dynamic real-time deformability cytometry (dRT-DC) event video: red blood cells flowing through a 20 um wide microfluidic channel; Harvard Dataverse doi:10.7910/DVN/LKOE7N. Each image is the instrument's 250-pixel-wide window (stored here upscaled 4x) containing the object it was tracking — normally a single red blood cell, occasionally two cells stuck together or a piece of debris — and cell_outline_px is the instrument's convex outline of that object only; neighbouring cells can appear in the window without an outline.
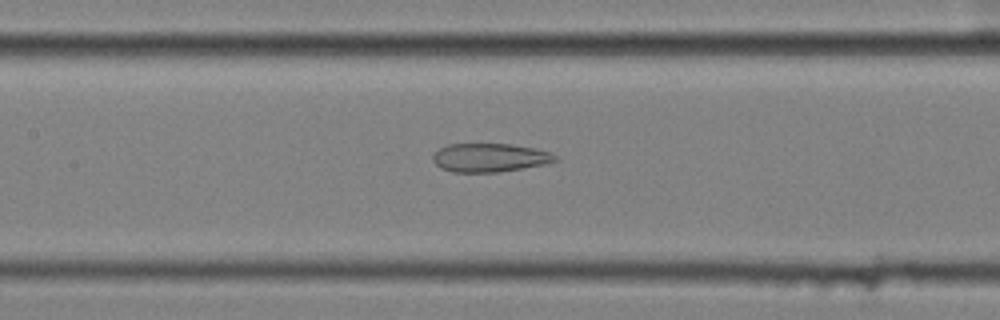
{"species": "common noctule bat (a hibernating species)", "species_latin": "Nyctalus noctula", "temperature_condition": "cold", "stored_images_in_passage": 57, "camera_frame_rate_fps": 3000, "um_per_image_px": 0.085, "animal": {"sex": "female", "body_mass_g": 25.1}, "frame": {"image": 1, "passage_image": 27, "time_ms": 8.667, "image_size_px": [1000, 320], "cell_outline_px": [[560, 156], [556, 160], [544, 164], [500, 172], [452, 172], [440, 168], [432, 160], [432, 156], [440, 148], [448, 144], [508, 144], [532, 148], [548, 152]], "centroid_in_image_um": [41.59, 13.4], "position_along_channel_um": 165.8, "area_um2": 20.23}}
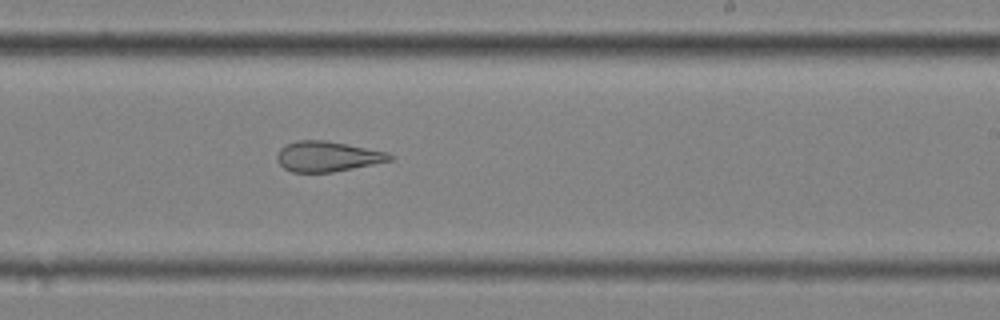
{"frame": {"image": 2, "passage_image": 35, "time_ms": 11.333, "image_size_px": [1000, 320], "cell_outline_px": [[396, 156], [392, 160], [332, 172], [292, 172], [284, 168], [276, 160], [276, 156], [280, 148], [296, 140], [324, 140], [348, 144], [388, 152]], "centroid_in_image_um": [27.83, 13.29], "position_along_channel_um": 261.2, "area_um2": 19.88}}
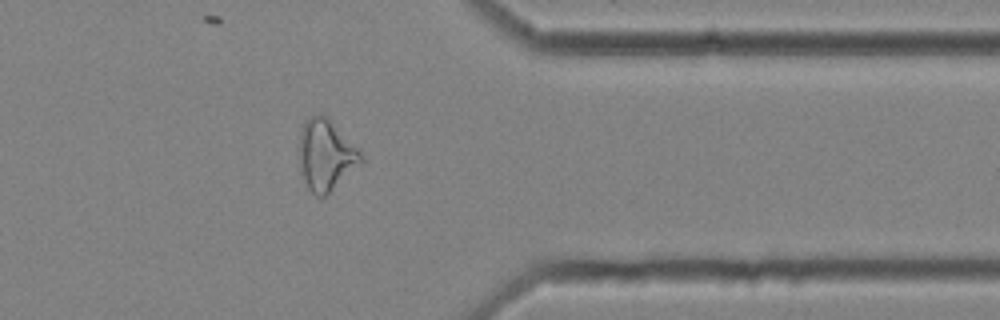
{"frame": {"image": 3, "passage_image": 46, "time_ms": 15.0, "image_size_px": [1000, 320], "cell_outline_px": [[364, 160], [360, 164], [324, 196], [316, 196], [308, 188], [304, 176], [300, 160], [300, 136], [304, 124], [308, 116], [320, 112], [324, 112], [364, 156]], "centroid_in_image_um": [27.71, 13.11], "position_along_channel_um": 383.7, "area_um2": 24.97}, "authors_computed_cell_mechanics": {"area_um2": 26.588, "velocity_mm_per_s": 3.5843, "shape_relaxation_time_tau1_ms": null, "shape_relaxation_time_tau2_ms": 2.938, "deformation_change_tau1": null, "deformation_change_tau2": 0.1336}}